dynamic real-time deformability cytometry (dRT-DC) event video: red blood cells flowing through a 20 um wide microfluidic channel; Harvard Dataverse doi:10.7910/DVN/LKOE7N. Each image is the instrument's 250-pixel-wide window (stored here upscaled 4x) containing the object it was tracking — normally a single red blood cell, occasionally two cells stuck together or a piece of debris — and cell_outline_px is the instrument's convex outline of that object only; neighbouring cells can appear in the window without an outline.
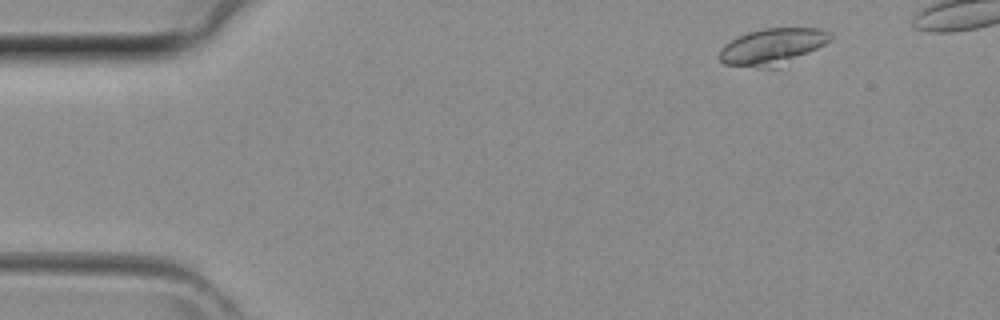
{"species": "common noctule bat (a hibernating species)", "species_latin": "Nyctalus noctula", "temperature_condition": "room temperature", "stored_images_in_passage": 37, "camera_frame_rate_fps": 3000, "um_per_image_px": 0.085, "animal": {"sex": "female", "body_mass_g": 29.2, "forearm_length_mm": 56.3}, "frame": {"image": 1, "passage_image": 3, "time_ms": 0.667, "image_size_px": [1000, 320], "cell_outline_px": [[832, 40], [776, 68], [756, 68], [724, 64], [720, 60], [720, 48], [724, 44], [748, 32], [764, 28], [820, 28], [828, 32], [832, 36]], "centroid_in_image_um": [65.63, 3.96], "position_along_channel_um": 19.4, "area_um2": 23.29}}
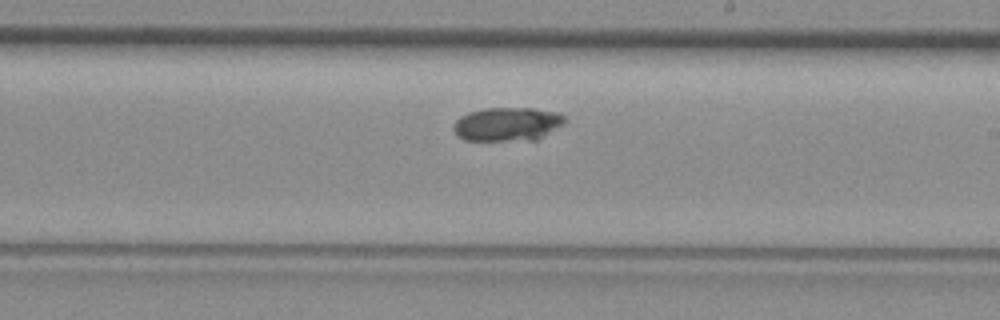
{"frame": {"image": 2, "passage_image": 23, "time_ms": 7.333, "image_size_px": [1000, 320], "cell_outline_px": [[568, 120], [536, 140], [464, 140], [456, 136], [456, 120], [460, 116], [468, 112], [484, 108], [532, 108], [556, 112], [564, 116]], "centroid_in_image_um": [43.12, 10.54], "position_along_channel_um": 245.9, "area_um2": 21.62}}
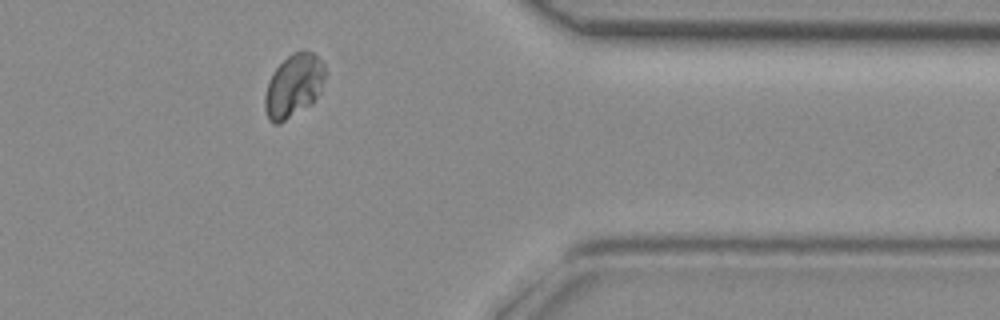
{"frame": {"image": 3, "passage_image": 33, "time_ms": 10.667, "image_size_px": [1000, 320], "cell_outline_px": [[324, 76], [320, 92], [312, 104], [280, 124], [272, 124], [268, 120], [264, 108], [264, 96], [272, 72], [292, 52], [304, 48], [312, 52], [324, 64]], "centroid_in_image_um": [24.94, 7.3], "position_along_channel_um": 386.5, "area_um2": 22.37}}